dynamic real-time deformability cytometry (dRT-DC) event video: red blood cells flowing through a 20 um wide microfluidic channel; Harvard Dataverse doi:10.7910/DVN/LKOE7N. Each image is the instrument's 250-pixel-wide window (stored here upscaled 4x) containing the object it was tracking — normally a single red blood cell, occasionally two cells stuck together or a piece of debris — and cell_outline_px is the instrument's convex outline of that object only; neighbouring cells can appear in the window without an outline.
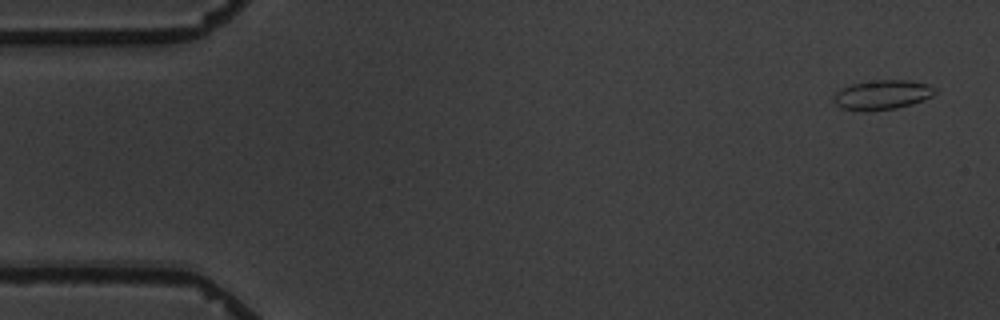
{"species": "common noctule bat (a hibernating species)", "species_latin": "Nyctalus noctula", "temperature_condition": "warm", "stored_images_in_passage": 4, "camera_frame_rate_fps": 3000, "um_per_image_px": 0.085, "animal": {"sex": "male", "body_mass_g": 19.5, "forearm_length_mm": 54.6}, "frame": {"image": 1, "passage_image": 1, "time_ms": 0.0, "image_size_px": [1000, 320], "cell_outline_px": [[936, 92], [932, 96], [912, 104], [896, 108], [864, 112], [840, 108], [832, 100], [836, 92], [840, 88], [852, 84], [876, 80], [908, 80], [928, 84], [936, 88]], "centroid_in_image_um": [74.96, 8.07], "position_along_channel_um": 10.0, "area_um2": 17.57}}